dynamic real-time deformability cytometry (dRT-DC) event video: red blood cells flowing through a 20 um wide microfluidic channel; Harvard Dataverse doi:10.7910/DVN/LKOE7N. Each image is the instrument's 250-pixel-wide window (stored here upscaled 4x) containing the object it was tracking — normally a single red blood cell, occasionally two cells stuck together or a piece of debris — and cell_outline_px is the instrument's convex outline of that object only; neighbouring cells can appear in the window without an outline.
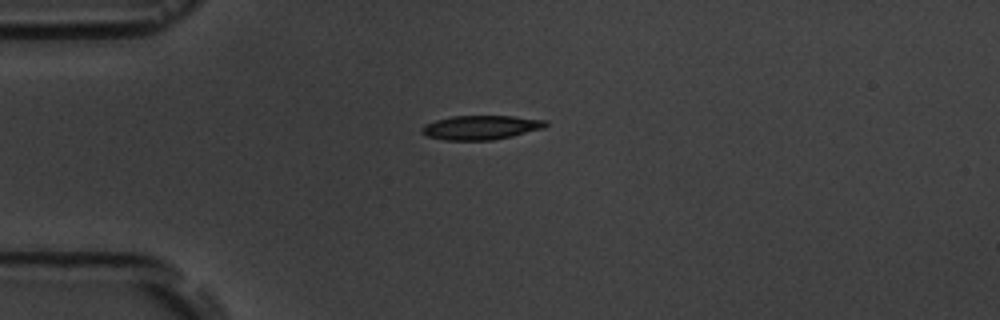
{"species": "common noctule bat (a hibernating species)", "species_latin": "Nyctalus noctula", "temperature_condition": "room temperature", "stored_images_in_passage": 3, "camera_frame_rate_fps": 3000, "um_per_image_px": 0.085, "animal": {"sex": "male", "body_mass_g": 19.5, "forearm_length_mm": 54.6}, "frame": {"image": 1, "passage_image": 1, "time_ms": 0.0, "image_size_px": [1000, 320], "cell_outline_px": [[548, 124], [544, 128], [512, 136], [492, 140], [444, 140], [428, 136], [420, 132], [420, 128], [424, 124], [436, 120], [452, 116], [512, 116], [548, 120]], "centroid_in_image_um": [40.87, 10.83], "position_along_channel_um": 44.1, "area_um2": 17.51}}
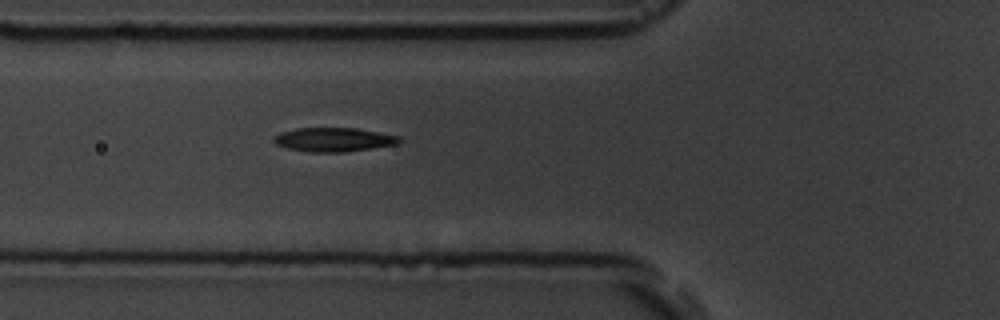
{"frame": {"image": 2, "passage_image": 3, "time_ms": 2.0, "image_size_px": [1000, 320], "cell_outline_px": [[404, 140], [396, 144], [372, 148], [344, 152], [308, 152], [288, 148], [276, 144], [272, 140], [280, 132], [296, 128], [356, 128], [400, 136]], "centroid_in_image_um": [28.38, 11.86], "position_along_channel_um": 97.4, "area_um2": 17.51}}